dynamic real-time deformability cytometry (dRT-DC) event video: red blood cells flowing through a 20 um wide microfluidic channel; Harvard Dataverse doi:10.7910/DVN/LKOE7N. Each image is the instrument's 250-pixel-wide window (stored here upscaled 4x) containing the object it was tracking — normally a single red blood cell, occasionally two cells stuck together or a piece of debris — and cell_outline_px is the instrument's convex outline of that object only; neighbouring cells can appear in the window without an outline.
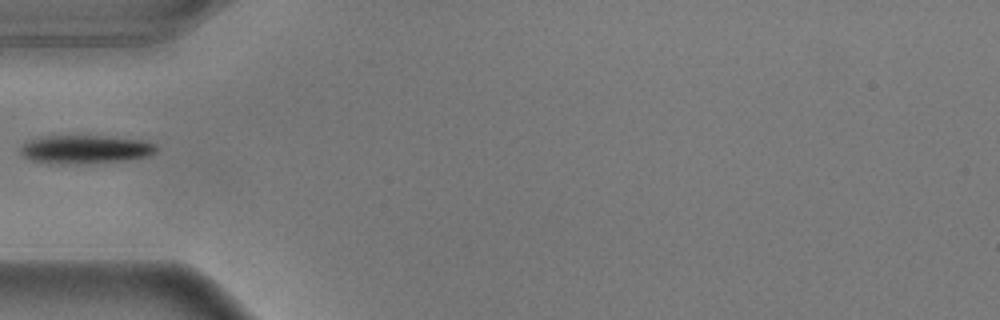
{"species": "common noctule bat (a hibernating species)", "species_latin": "Nyctalus noctula", "temperature_condition": "warm", "stored_images_in_passage": 23, "camera_frame_rate_fps": 3000, "um_per_image_px": 0.085, "animal": {"sex": "male", "body_mass_g": 17.9}, "frame": {"image": 1, "passage_image": 1, "time_ms": 0.0, "image_size_px": [1000, 320], "cell_outline_px": [[156, 152], [148, 156], [120, 160], [76, 164], [28, 160], [20, 156], [20, 148], [28, 140], [40, 136], [108, 136], [144, 140], [156, 144]], "centroid_in_image_um": [7.22, 12.67], "position_along_channel_um": 77.8, "area_um2": 22.37}}